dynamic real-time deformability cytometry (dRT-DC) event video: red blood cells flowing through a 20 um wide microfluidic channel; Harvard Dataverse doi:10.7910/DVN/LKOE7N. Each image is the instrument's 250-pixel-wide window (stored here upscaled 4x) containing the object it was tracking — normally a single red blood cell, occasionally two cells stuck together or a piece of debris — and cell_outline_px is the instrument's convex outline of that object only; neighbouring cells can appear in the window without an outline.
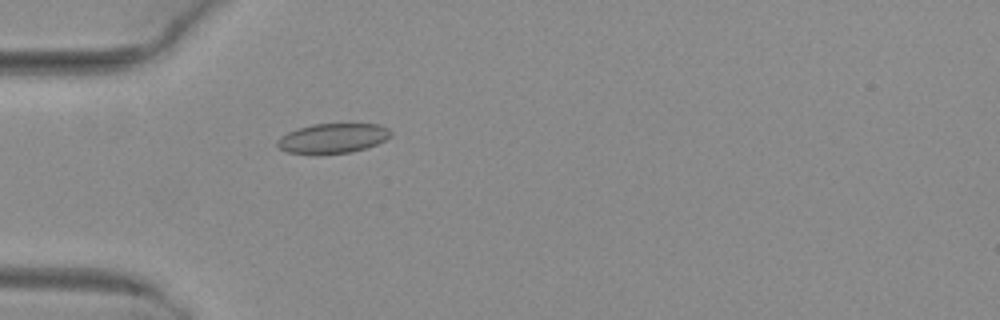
{"species": "common noctule bat (a hibernating species)", "species_latin": "Nyctalus noctula", "temperature_condition": "warm", "stored_images_in_passage": 38, "camera_frame_rate_fps": 3000, "um_per_image_px": 0.085, "animal": {"sex": "female", "body_mass_g": 29.2, "forearm_length_mm": 56.3}, "frame": {"image": 1, "passage_image": 3, "time_ms": 0.667, "image_size_px": [1000, 320], "cell_outline_px": [[392, 136], [376, 144], [352, 152], [288, 152], [280, 148], [276, 144], [276, 140], [280, 136], [296, 128], [312, 124], [380, 124], [388, 128], [392, 132]], "centroid_in_image_um": [28.3, 11.71], "position_along_channel_um": 56.7, "area_um2": 19.25}}
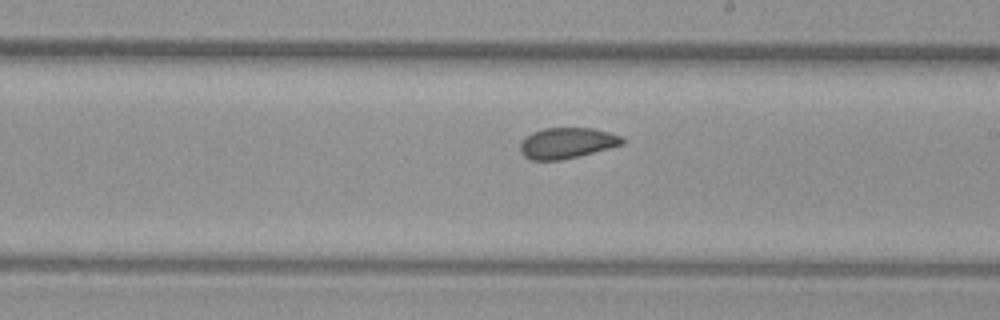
{"frame": {"image": 2, "passage_image": 17, "time_ms": 5.333, "image_size_px": [1000, 320], "cell_outline_px": [[624, 144], [580, 156], [560, 160], [532, 160], [524, 156], [520, 152], [520, 144], [524, 136], [532, 132], [544, 128], [592, 128], [608, 132], [620, 136], [624, 140]], "centroid_in_image_um": [48.16, 12.16], "position_along_channel_um": 240.8, "area_um2": 18.38}}
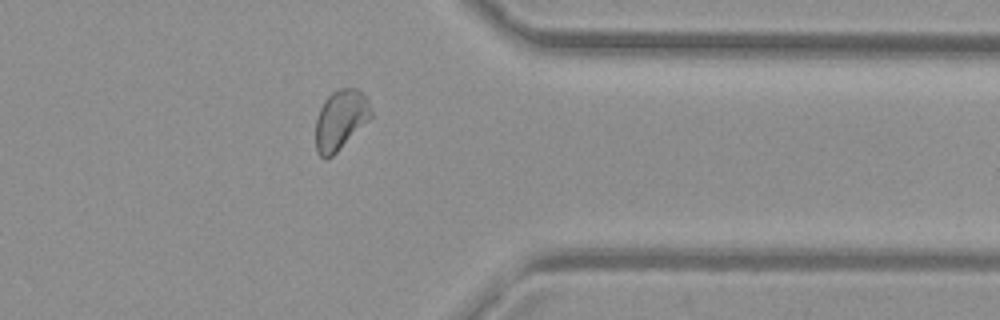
{"frame": {"image": 3, "passage_image": 28, "time_ms": 9.0, "image_size_px": [1000, 320], "cell_outline_px": [[372, 116], [328, 160], [324, 160], [316, 152], [316, 120], [320, 108], [324, 100], [332, 92], [340, 88], [360, 88], [364, 92], [368, 100], [372, 112]], "centroid_in_image_um": [28.94, 10.17], "position_along_channel_um": 382.5, "area_um2": 19.31}, "authors_computed_cell_mechanics": {"area_um2": 19.1896, "velocity_mm_per_s": 4.1024, "shape_relaxation_time_tau1_ms": null, "shape_relaxation_time_tau2_ms": 1.6446, "deformation_change_tau1": null, "deformation_change_tau2": 0.0595}}